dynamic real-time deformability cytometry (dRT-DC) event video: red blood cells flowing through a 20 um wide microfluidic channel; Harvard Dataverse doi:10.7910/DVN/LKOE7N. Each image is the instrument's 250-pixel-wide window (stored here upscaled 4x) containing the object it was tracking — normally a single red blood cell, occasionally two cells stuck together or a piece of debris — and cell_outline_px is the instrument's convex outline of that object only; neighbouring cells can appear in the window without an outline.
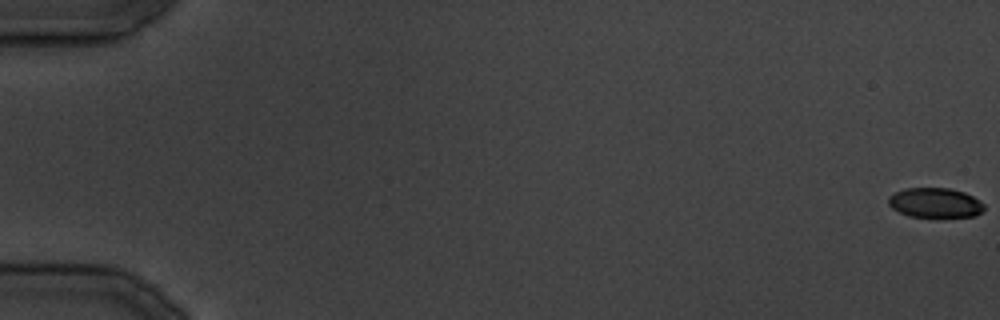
{"species": "common noctule bat (a hibernating species)", "species_latin": "Nyctalus noctula", "temperature_condition": "cold", "stored_images_in_passage": 12, "camera_frame_rate_fps": 3000, "um_per_image_px": 0.085, "animal": {"sex": "male", "body_mass_g": 19.5, "forearm_length_mm": 54.6}, "frame": {"image": 1, "passage_image": 1, "time_ms": 0.0, "image_size_px": [1000, 320], "cell_outline_px": [[984, 208], [976, 216], [936, 220], [908, 216], [892, 208], [888, 204], [888, 196], [904, 188], [948, 188], [964, 192], [980, 200], [984, 204]], "centroid_in_image_um": [79.49, 17.29], "position_along_channel_um": 5.5, "area_um2": 17.4}}